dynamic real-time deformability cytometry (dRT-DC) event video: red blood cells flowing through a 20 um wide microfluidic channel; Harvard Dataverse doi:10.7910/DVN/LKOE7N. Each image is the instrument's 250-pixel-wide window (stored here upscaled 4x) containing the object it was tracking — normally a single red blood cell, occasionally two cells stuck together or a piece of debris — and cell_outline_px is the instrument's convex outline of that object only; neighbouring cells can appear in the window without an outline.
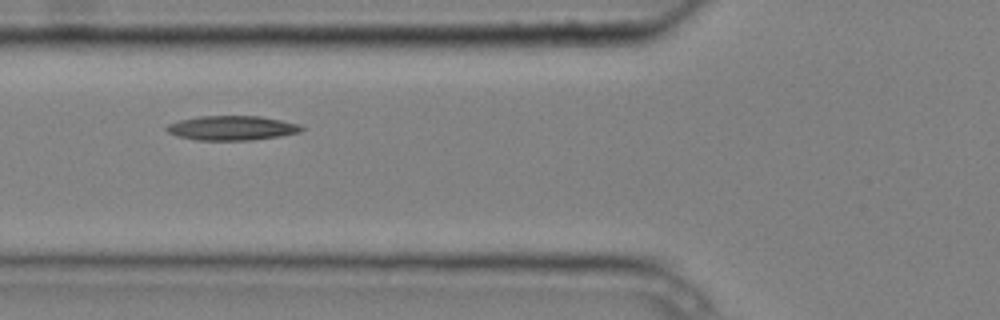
{"species": "common noctule bat (a hibernating species)", "species_latin": "Nyctalus noctula", "temperature_condition": "cold", "stored_images_in_passage": 5, "camera_frame_rate_fps": 3000, "um_per_image_px": 0.085, "animal": {"sex": "male", "body_mass_g": 20.4}, "frame": {"image": 1, "passage_image": 2, "time_ms": 0.333, "image_size_px": [1000, 320], "cell_outline_px": [[304, 128], [300, 132], [280, 136], [252, 140], [196, 140], [176, 136], [168, 132], [164, 128], [168, 124], [180, 120], [200, 116], [260, 116], [280, 120], [296, 124]], "centroid_in_image_um": [19.66, 10.88], "position_along_channel_um": 106.1, "area_um2": 19.13}}
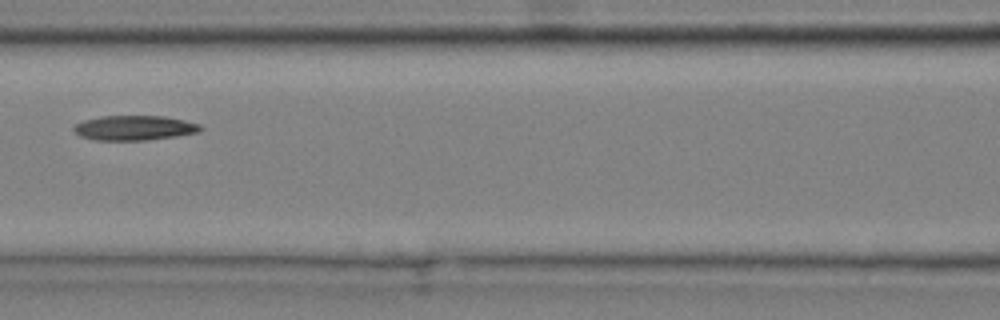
{"frame": {"image": 2, "passage_image": 3, "time_ms": 0.667, "image_size_px": [1000, 320], "cell_outline_px": [[204, 128], [200, 132], [176, 136], [144, 140], [96, 140], [80, 136], [72, 128], [76, 124], [84, 120], [100, 116], [164, 116], [184, 120], [200, 124]], "centroid_in_image_um": [11.44, 10.86], "position_along_channel_um": 155.2, "area_um2": 18.26}}
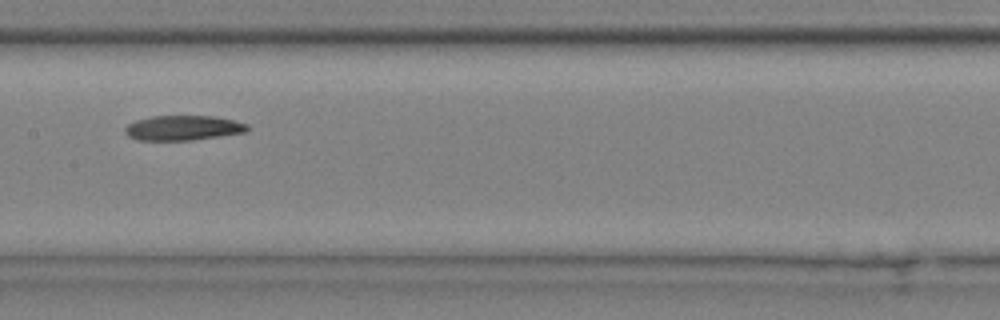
{"frame": {"image": 3, "passage_image": 4, "time_ms": 1.0, "image_size_px": [1000, 320], "cell_outline_px": [[248, 128], [244, 132], [220, 136], [192, 140], [136, 140], [128, 136], [124, 132], [124, 128], [128, 124], [136, 120], [152, 116], [216, 116], [248, 124]], "centroid_in_image_um": [15.52, 10.87], "position_along_channel_um": 191.9, "area_um2": 17.69}}